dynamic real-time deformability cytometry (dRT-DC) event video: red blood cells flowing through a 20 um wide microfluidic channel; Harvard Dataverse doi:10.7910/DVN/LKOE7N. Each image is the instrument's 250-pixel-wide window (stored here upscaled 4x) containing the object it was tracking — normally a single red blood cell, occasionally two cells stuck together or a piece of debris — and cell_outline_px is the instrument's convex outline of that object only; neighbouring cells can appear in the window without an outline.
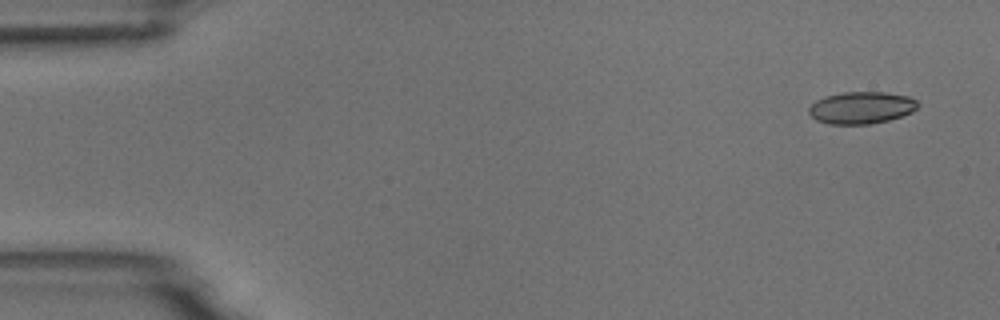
{"species": "common noctule bat (a hibernating species)", "species_latin": "Nyctalus noctula", "temperature_condition": "room temperature", "stored_images_in_passage": 10, "camera_frame_rate_fps": 3000, "um_per_image_px": 0.085, "animal": {"sex": "male", "body_mass_g": 18.8}, "frame": {"image": 1, "passage_image": 1, "time_ms": 0.0, "image_size_px": [1000, 320], "cell_outline_px": [[920, 104], [912, 112], [888, 120], [872, 124], [828, 124], [816, 120], [808, 112], [808, 108], [816, 100], [824, 96], [844, 92], [884, 92], [908, 96], [916, 100]], "centroid_in_image_um": [73.2, 9.15], "position_along_channel_um": 11.8, "area_um2": 20.4}}
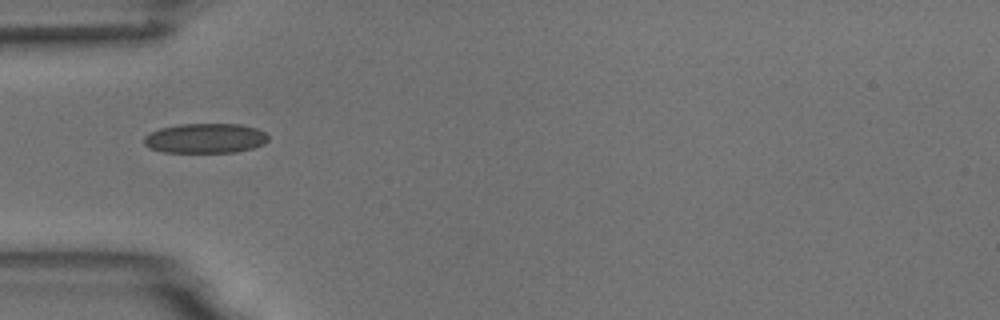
{"frame": {"image": 2, "passage_image": 4, "time_ms": 4.667, "image_size_px": [1000, 320], "cell_outline_px": [[268, 140], [264, 144], [252, 148], [236, 152], [164, 152], [148, 148], [144, 144], [144, 136], [160, 128], [180, 124], [240, 124], [256, 128], [264, 132], [268, 136]], "centroid_in_image_um": [17.45, 11.75], "position_along_channel_um": 67.6, "area_um2": 21.56}}
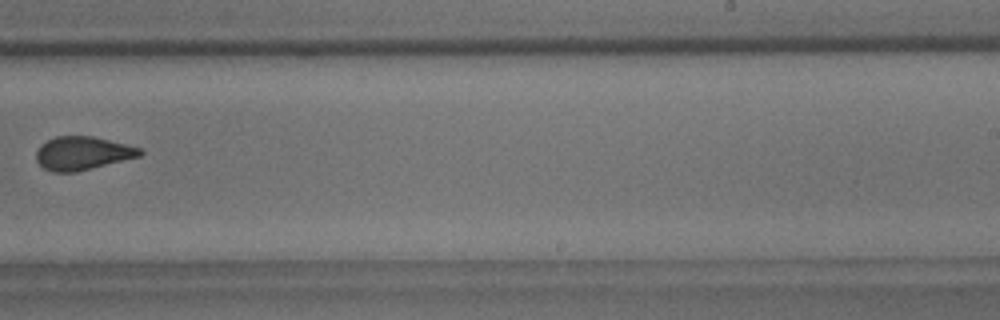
{"frame": {"image": 3, "passage_image": 9, "time_ms": 10.333, "image_size_px": [1000, 320], "cell_outline_px": [[144, 152], [140, 156], [76, 172], [52, 172], [44, 168], [36, 160], [36, 152], [40, 144], [56, 136], [92, 136], [140, 148]], "centroid_in_image_um": [6.98, 13.03], "position_along_channel_um": 282.0, "area_um2": 20.0}}